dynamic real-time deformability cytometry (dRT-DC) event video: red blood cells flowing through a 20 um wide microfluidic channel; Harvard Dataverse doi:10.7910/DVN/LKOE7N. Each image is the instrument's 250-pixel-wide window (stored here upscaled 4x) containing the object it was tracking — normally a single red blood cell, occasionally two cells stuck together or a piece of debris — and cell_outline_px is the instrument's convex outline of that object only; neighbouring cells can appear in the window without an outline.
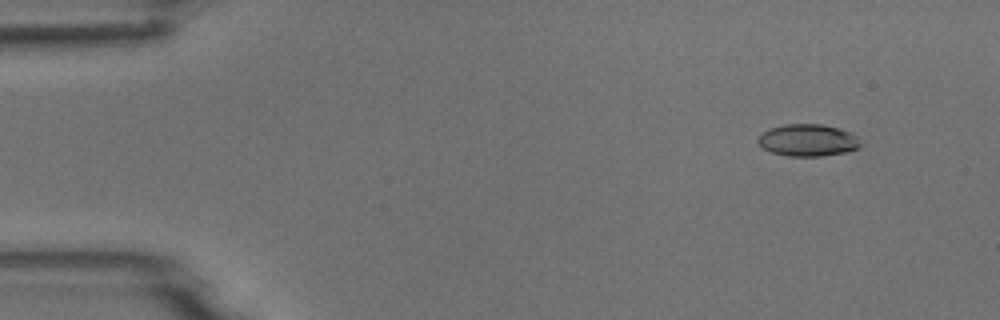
{"species": "common noctule bat (a hibernating species)", "species_latin": "Nyctalus noctula", "temperature_condition": "room temperature", "stored_images_in_passage": 3, "camera_frame_rate_fps": 3000, "um_per_image_px": 0.085, "animal": {"sex": "male", "body_mass_g": 18.8}, "frame": {"image": 1, "passage_image": 1, "time_ms": 0.0, "image_size_px": [1000, 320], "cell_outline_px": [[860, 148], [848, 152], [820, 156], [788, 156], [772, 152], [764, 148], [756, 140], [760, 132], [768, 128], [784, 124], [820, 124], [840, 128], [852, 132], [856, 136], [860, 144]], "centroid_in_image_um": [68.66, 11.91], "position_along_channel_um": 16.3, "area_um2": 19.36}}